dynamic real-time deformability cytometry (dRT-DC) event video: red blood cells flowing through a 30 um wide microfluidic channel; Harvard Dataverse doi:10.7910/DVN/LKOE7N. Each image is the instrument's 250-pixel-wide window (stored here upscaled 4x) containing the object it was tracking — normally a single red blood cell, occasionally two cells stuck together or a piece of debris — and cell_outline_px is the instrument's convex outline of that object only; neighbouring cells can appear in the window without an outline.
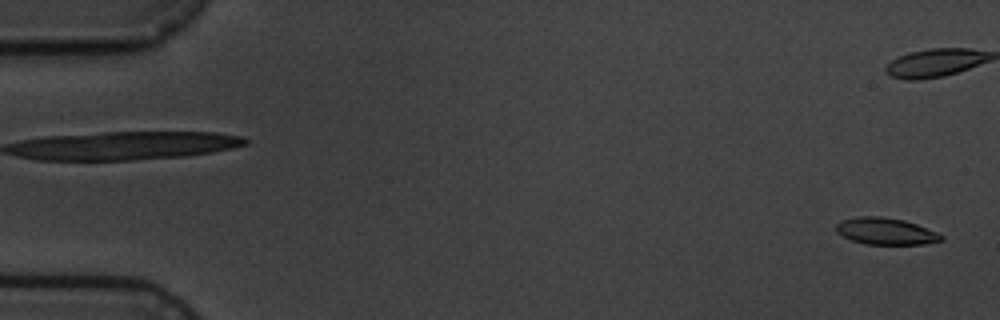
{"species": "common noctule bat (a hibernating species)", "species_latin": "Nyctalus noctula", "temperature_condition": "cold", "stored_images_in_passage": 5, "camera_frame_rate_fps": 3000, "um_per_image_px": 0.085, "animal": {"sex": "male", "body_mass_g": 19.5, "forearm_length_mm": 54.6}, "frame": {"image": 1, "passage_image": 5, "time_ms": 5.333, "image_size_px": [1000, 320], "cell_outline_px": [[944, 240], [924, 244], [864, 244], [852, 240], [836, 232], [836, 224], [840, 220], [860, 216], [880, 216], [904, 220], [916, 224], [936, 232], [944, 236]], "centroid_in_image_um": [75.28, 19.65], "position_along_channel_um": 9.7, "area_um2": 16.36}}